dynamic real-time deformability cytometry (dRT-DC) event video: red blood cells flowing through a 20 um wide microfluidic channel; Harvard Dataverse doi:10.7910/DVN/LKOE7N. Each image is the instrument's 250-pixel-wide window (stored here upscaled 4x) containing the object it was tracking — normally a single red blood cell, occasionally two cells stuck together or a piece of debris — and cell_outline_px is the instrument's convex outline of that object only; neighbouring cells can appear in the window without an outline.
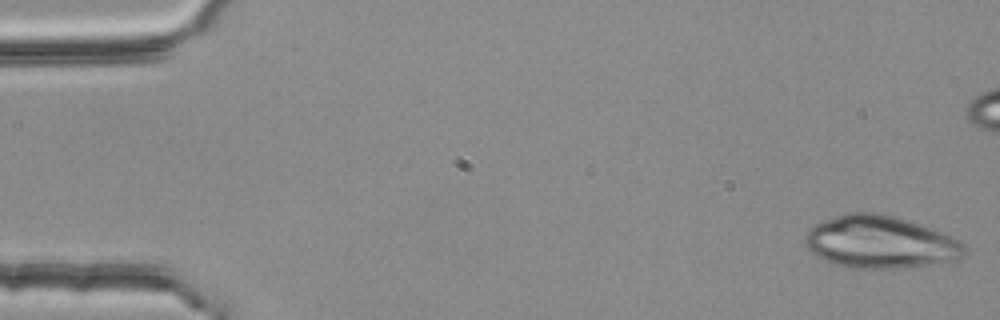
{"species": "common noctule bat (a hibernating species)", "species_latin": "Nyctalus noctula", "temperature_condition": "room temperature", "stored_images_in_passage": 53, "camera_frame_rate_fps": 3000, "um_per_image_px": 0.085, "animal": {"sex": "female", "body_mass_g": 25.1}, "frame": {"image": 1, "passage_image": 1, "time_ms": 0.0, "image_size_px": [1000, 320], "cell_outline_px": [[968, 252], [956, 260], [900, 268], [852, 268], [836, 264], [824, 260], [816, 256], [804, 244], [804, 236], [808, 228], [824, 220], [848, 212], [876, 212], [892, 216], [920, 224], [952, 236], [964, 244]], "centroid_in_image_um": [74.8, 20.57], "position_along_channel_um": 10.2, "area_um2": 48.67}}
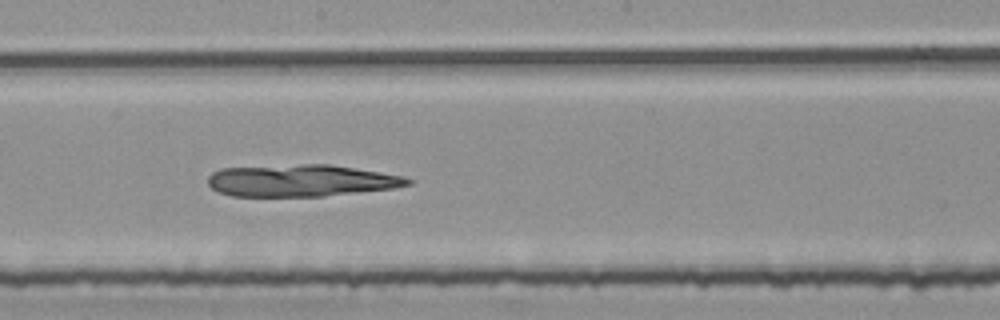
{"frame": {"image": 2, "passage_image": 29, "time_ms": 9.333, "image_size_px": [1000, 320], "cell_outline_px": [[412, 184], [396, 188], [324, 196], [232, 196], [220, 192], [212, 188], [208, 184], [208, 176], [212, 172], [220, 168], [304, 164], [328, 164], [404, 176], [412, 180]], "centroid_in_image_um": [25.59, 15.35], "position_along_channel_um": 222.6, "area_um2": 37.17}}
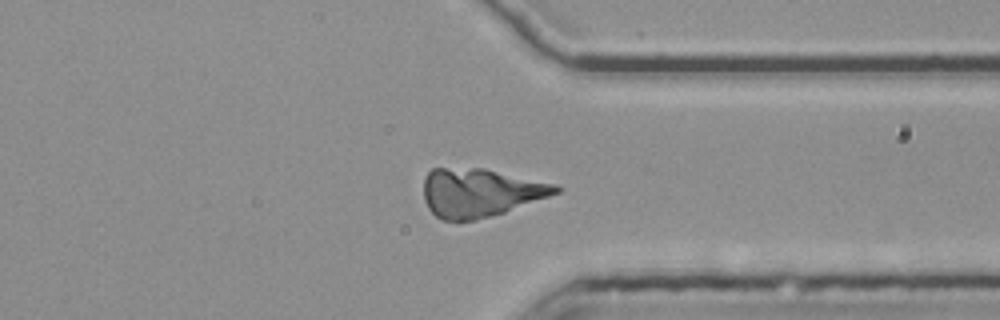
{"frame": {"image": 3, "passage_image": 41, "time_ms": 13.333, "image_size_px": [1000, 320], "cell_outline_px": [[564, 188], [560, 192], [504, 212], [476, 220], [444, 220], [436, 216], [428, 208], [424, 200], [424, 180], [428, 172], [432, 168], [484, 168], [556, 184]], "centroid_in_image_um": [40.81, 16.36], "position_along_channel_um": 370.6, "area_um2": 37.11}}